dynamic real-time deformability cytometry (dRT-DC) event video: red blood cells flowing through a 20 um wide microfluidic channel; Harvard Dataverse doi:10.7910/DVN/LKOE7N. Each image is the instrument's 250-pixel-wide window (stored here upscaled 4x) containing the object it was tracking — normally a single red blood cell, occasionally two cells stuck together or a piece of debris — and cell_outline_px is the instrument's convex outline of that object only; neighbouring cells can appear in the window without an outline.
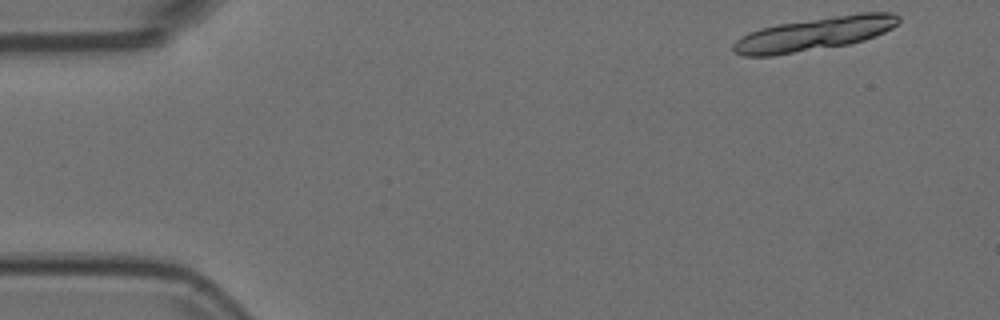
{"species": "Egyptian fruit bat (a non-hibernating species)", "species_latin": "Rousettus aegyptiacus", "temperature_condition": "room temperature", "stored_images_in_passage": 17, "camera_frame_rate_fps": 3000, "um_per_image_px": 0.085, "animal": {"sex": "female"}, "frame": {"image": 1, "passage_image": 1, "time_ms": 0.0, "image_size_px": [1000, 320], "cell_outline_px": [[900, 20], [892, 28], [876, 36], [864, 40], [848, 44], [772, 56], [744, 56], [732, 52], [732, 44], [736, 40], [760, 28], [776, 24], [860, 12], [892, 12], [900, 16]], "centroid_in_image_um": [69.23, 2.87], "position_along_channel_um": 15.8, "area_um2": 32.08}}